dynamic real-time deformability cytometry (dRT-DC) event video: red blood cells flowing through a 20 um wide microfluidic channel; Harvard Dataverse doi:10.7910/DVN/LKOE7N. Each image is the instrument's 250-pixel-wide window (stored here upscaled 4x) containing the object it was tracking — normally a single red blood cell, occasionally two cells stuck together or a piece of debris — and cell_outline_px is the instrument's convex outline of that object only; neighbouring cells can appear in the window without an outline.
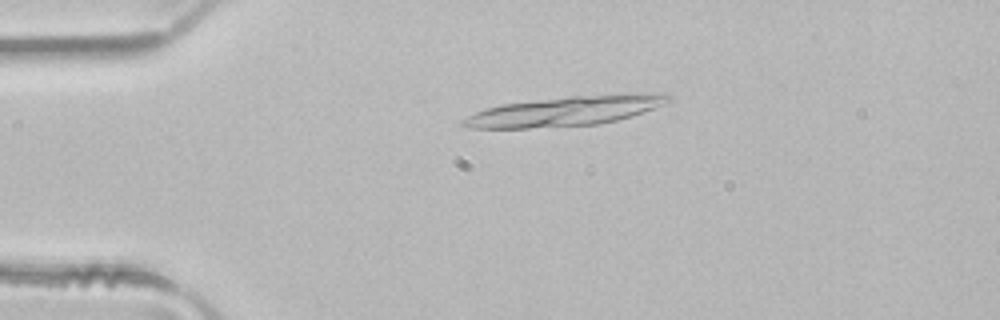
{"species": "common noctule bat (a hibernating species)", "species_latin": "Nyctalus noctula", "temperature_condition": "room temperature", "stored_images_in_passage": 4, "segment_of_instrument_passage": [1, 2], "camera_frame_rate_fps": 3000, "um_per_image_px": 0.085, "animal": {"sex": "male", "body_mass_g": 21.5, "forearm_length_mm": 52.0}, "frame": {"image": 1, "passage_image": 2, "time_ms": 0.333, "image_size_px": [1000, 320], "cell_outline_px": [[672, 100], [664, 104], [632, 116], [600, 124], [528, 128], [468, 128], [460, 124], [460, 120], [484, 108], [500, 104], [572, 96], [628, 92], [668, 92], [672, 96]], "centroid_in_image_um": [48.13, 9.41], "position_along_channel_um": 36.9, "area_um2": 36.01}}